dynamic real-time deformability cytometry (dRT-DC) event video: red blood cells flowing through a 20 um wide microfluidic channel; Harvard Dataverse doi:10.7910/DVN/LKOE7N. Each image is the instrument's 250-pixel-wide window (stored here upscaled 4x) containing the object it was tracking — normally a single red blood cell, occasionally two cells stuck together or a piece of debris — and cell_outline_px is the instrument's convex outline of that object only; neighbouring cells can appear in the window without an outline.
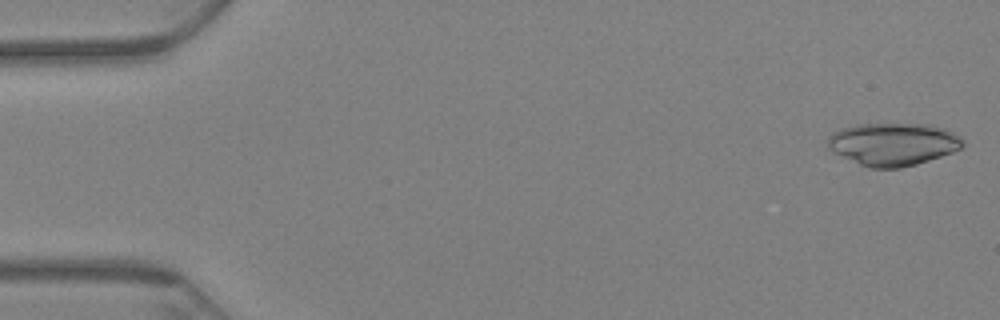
{"species": "Egyptian fruit bat (a non-hibernating species)", "species_latin": "Rousettus aegyptiacus", "temperature_condition": "warm", "stored_images_in_passage": 65, "camera_frame_rate_fps": 3000, "um_per_image_px": 0.085, "animal": {"sex": "female"}, "frame": {"image": 1, "passage_image": 2, "time_ms": 0.333, "image_size_px": [1000, 320], "cell_outline_px": [[964, 144], [960, 148], [952, 152], [916, 164], [900, 168], [868, 168], [828, 148], [828, 136], [832, 132], [840, 128], [856, 124], [932, 124], [944, 128], [960, 136], [964, 140]], "centroid_in_image_um": [75.92, 12.23], "position_along_channel_um": 9.1, "area_um2": 33.47}}
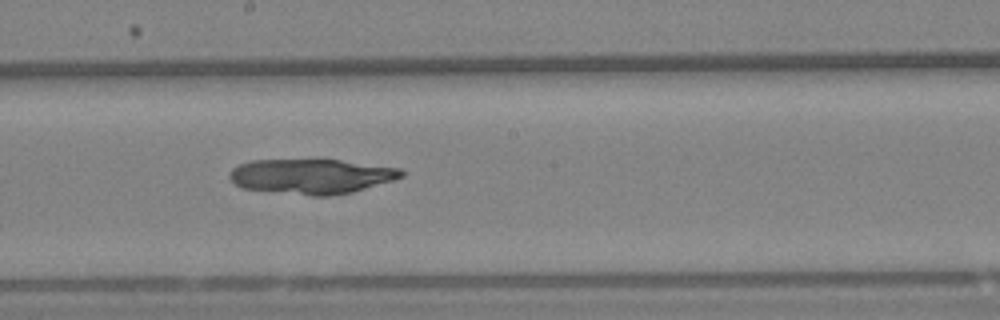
{"frame": {"image": 2, "passage_image": 36, "time_ms": 11.667, "image_size_px": [1000, 320], "cell_outline_px": [[404, 176], [392, 180], [352, 192], [332, 196], [312, 196], [240, 188], [228, 176], [228, 172], [232, 168], [240, 164], [252, 160], [316, 156], [400, 168], [404, 172]], "centroid_in_image_um": [26.43, 14.93], "position_along_channel_um": 221.8, "area_um2": 36.36}}
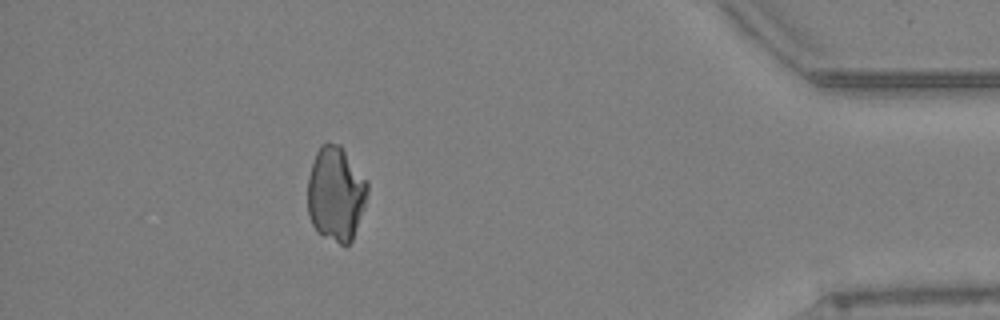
{"frame": {"image": 3, "passage_image": 58, "time_ms": 19.0, "image_size_px": [1000, 320], "cell_outline_px": [[368, 192], [364, 208], [352, 240], [348, 244], [340, 244], [316, 232], [312, 224], [308, 212], [308, 176], [316, 152], [320, 144], [340, 144], [368, 180]], "centroid_in_image_um": [28.55, 16.46], "position_along_channel_um": 406.6, "area_um2": 33.12}}